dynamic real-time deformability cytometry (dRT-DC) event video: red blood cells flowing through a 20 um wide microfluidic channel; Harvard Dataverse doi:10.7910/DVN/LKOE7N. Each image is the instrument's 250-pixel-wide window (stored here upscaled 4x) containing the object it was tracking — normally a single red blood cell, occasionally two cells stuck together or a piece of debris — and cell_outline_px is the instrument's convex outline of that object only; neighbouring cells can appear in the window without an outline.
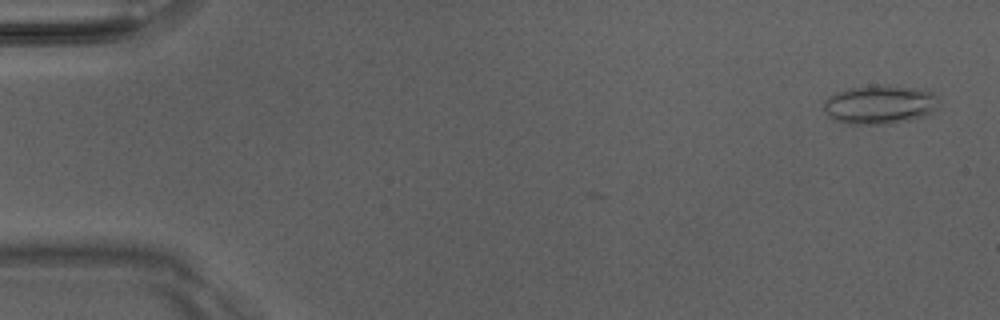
{"species": "Egyptian fruit bat (a non-hibernating species)", "species_latin": "Rousettus aegyptiacus", "temperature_condition": "room temperature", "stored_images_in_passage": 2, "camera_frame_rate_fps": 3000, "um_per_image_px": 0.085, "animal": {"sex": "male"}, "frame": {"image": 1, "passage_image": 2, "time_ms": 0.333, "image_size_px": [1000, 320], "cell_outline_px": [[940, 104], [932, 112], [924, 116], [892, 124], [848, 124], [832, 120], [824, 112], [824, 100], [828, 96], [836, 92], [852, 88], [916, 88], [932, 92], [936, 96]], "centroid_in_image_um": [74.75, 8.95], "position_along_channel_um": 10.3, "area_um2": 25.43}}